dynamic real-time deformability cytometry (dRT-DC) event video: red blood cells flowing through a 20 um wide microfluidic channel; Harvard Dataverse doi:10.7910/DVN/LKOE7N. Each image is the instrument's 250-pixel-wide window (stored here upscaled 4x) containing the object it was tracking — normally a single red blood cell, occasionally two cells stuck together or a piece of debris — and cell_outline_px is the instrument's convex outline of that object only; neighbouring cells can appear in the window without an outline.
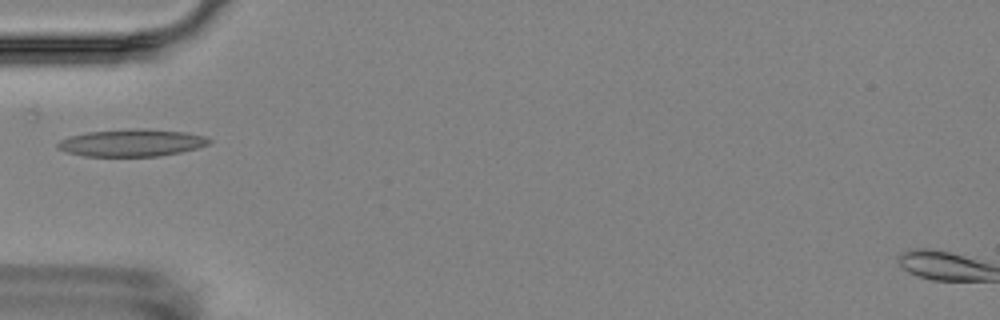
{"species": "Egyptian fruit bat (a non-hibernating species)", "species_latin": "Rousettus aegyptiacus", "temperature_condition": "room temperature", "stored_images_in_passage": 15, "camera_frame_rate_fps": 3000, "um_per_image_px": 0.085, "animal": {"sex": "female"}, "frame": {"image": 1, "passage_image": 5, "time_ms": 5.333, "image_size_px": [1000, 320], "cell_outline_px": [[212, 140], [208, 144], [196, 148], [180, 152], [160, 156], [84, 156], [68, 152], [56, 148], [56, 144], [60, 140], [72, 136], [88, 132], [128, 128], [140, 128], [184, 132], [204, 136]], "centroid_in_image_um": [11.18, 12.13], "position_along_channel_um": 73.8, "area_um2": 23.93}}
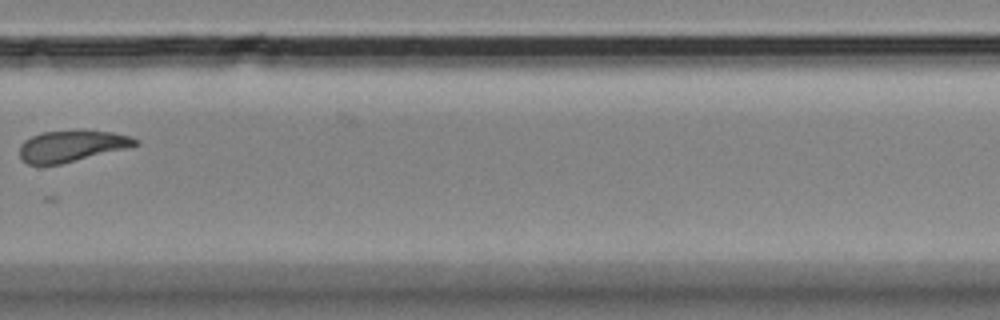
{"frame": {"image": 2, "passage_image": 11, "time_ms": 12.333, "image_size_px": [1000, 320], "cell_outline_px": [[140, 144], [60, 164], [28, 164], [20, 160], [20, 144], [24, 140], [40, 132], [84, 128], [112, 132], [128, 136], [140, 140]], "centroid_in_image_um": [6.06, 12.36], "position_along_channel_um": 323.7, "area_um2": 21.39}}
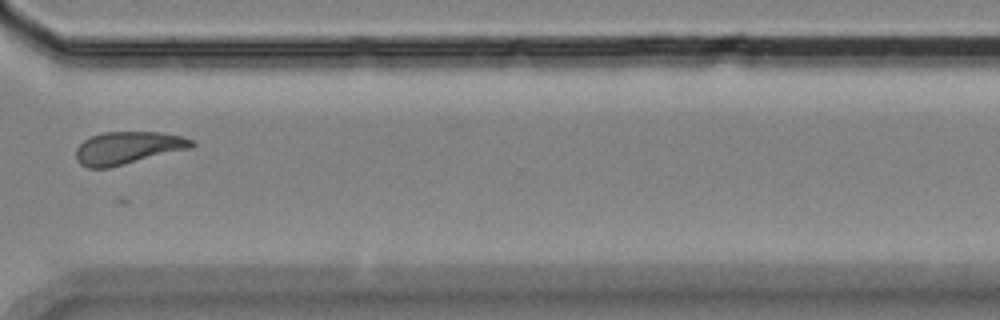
{"frame": {"image": 3, "passage_image": 12, "time_ms": 13.333, "image_size_px": [1000, 320], "cell_outline_px": [[196, 144], [192, 148], [108, 168], [88, 168], [80, 164], [76, 160], [76, 148], [84, 140], [92, 136], [104, 132], [160, 132], [184, 136], [192, 140]], "centroid_in_image_um": [10.88, 12.57], "position_along_channel_um": 359.7, "area_um2": 22.02}}